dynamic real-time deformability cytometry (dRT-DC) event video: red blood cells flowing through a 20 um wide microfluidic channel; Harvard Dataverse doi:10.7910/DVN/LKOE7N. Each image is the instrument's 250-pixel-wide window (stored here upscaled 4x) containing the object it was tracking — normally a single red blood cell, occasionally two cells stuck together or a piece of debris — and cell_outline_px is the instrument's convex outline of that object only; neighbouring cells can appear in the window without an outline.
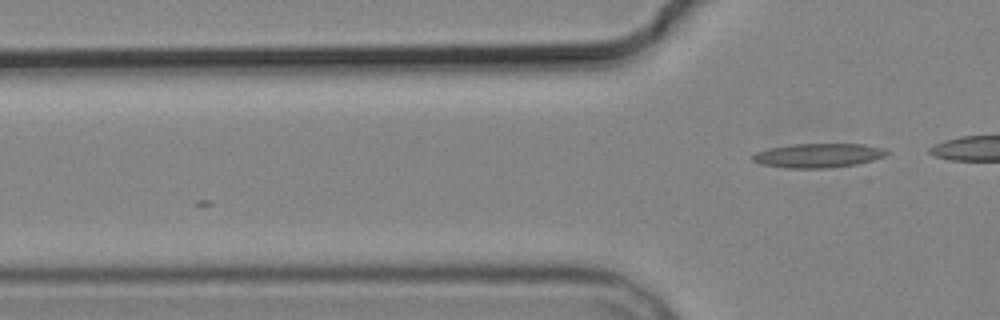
{"species": "common noctule bat (a hibernating species)", "species_latin": "Nyctalus noctula", "temperature_condition": "cold", "stored_images_in_passage": 4, "camera_frame_rate_fps": 3000, "um_per_image_px": 0.085, "animal": {"sex": "male", "body_mass_g": 19.2, "forearm_length_mm": 51.8}, "frame": {"image": 1, "passage_image": 4, "time_ms": 3.667, "image_size_px": [1000, 320], "cell_outline_px": [[892, 152], [884, 156], [872, 160], [856, 164], [828, 168], [788, 168], [760, 164], [752, 160], [752, 156], [756, 152], [768, 148], [792, 144], [864, 144], [884, 148]], "centroid_in_image_um": [69.56, 13.21], "position_along_channel_um": 56.2, "area_um2": 18.96}}